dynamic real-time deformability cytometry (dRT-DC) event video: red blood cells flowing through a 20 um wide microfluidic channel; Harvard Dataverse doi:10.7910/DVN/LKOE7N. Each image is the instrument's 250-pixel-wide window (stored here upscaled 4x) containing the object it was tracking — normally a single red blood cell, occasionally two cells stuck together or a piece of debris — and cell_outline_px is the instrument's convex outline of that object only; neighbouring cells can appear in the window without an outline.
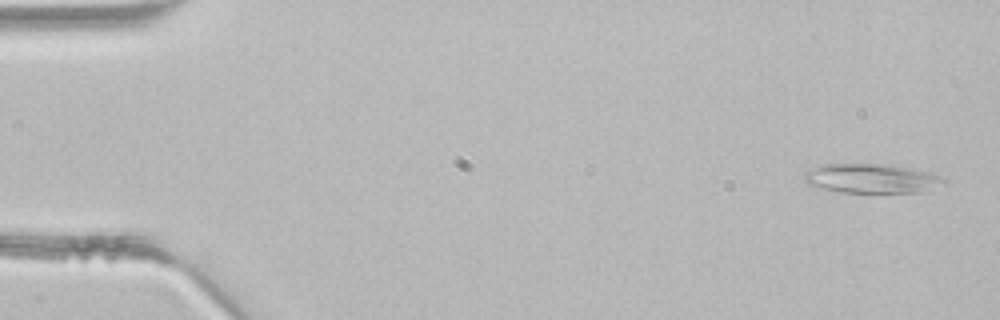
{"species": "common noctule bat (a hibernating species)", "species_latin": "Nyctalus noctula", "temperature_condition": "room temperature", "stored_images_in_passage": 3, "camera_frame_rate_fps": 3000, "um_per_image_px": 0.085, "animal": {"sex": "male", "body_mass_g": 21.5, "forearm_length_mm": 52.0}, "frame": {"image": 1, "passage_image": 1, "time_ms": 0.0, "image_size_px": [1000, 320], "cell_outline_px": [[948, 184], [920, 192], [840, 192], [820, 188], [808, 184], [804, 180], [804, 172], [820, 164], [888, 164], [932, 172], [948, 180]], "centroid_in_image_um": [74.12, 15.16], "position_along_channel_um": 10.9, "area_um2": 24.1}}
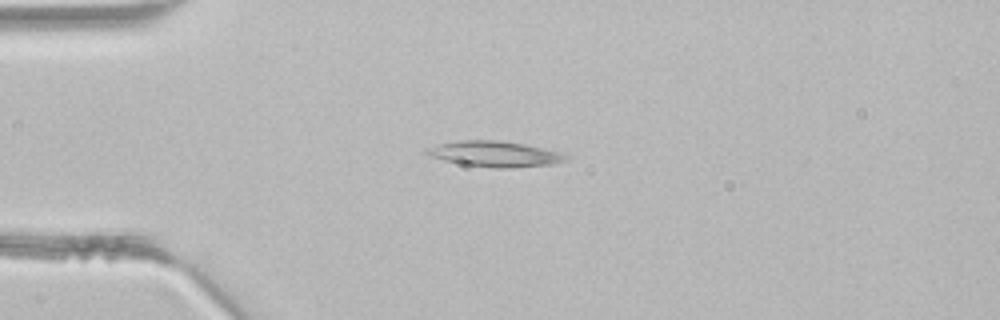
{"frame": {"image": 2, "passage_image": 3, "time_ms": 0.667, "image_size_px": [1000, 320], "cell_outline_px": [[572, 156], [568, 160], [556, 164], [512, 168], [496, 168], [464, 164], [444, 160], [432, 156], [424, 152], [424, 148], [440, 144], [460, 140], [500, 140], [524, 144], [560, 152]], "centroid_in_image_um": [42.13, 13.09], "position_along_channel_um": 42.9, "area_um2": 20.87}}